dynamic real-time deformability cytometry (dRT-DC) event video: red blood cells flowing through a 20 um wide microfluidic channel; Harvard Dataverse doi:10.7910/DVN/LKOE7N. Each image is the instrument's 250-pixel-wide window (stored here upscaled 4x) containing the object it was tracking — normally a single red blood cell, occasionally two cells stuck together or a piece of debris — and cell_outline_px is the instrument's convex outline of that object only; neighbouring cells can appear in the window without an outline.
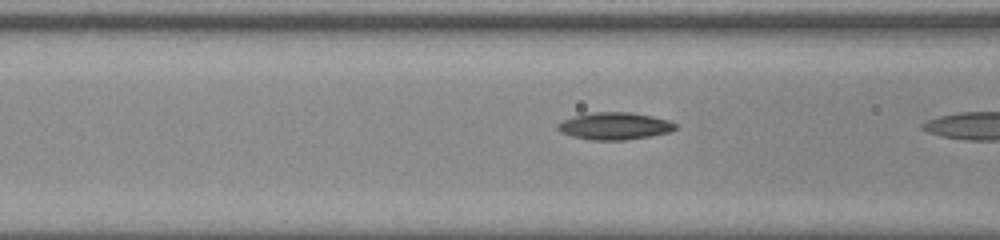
{"species": "common noctule bat (a hibernating species)", "species_latin": "Nyctalus noctula", "temperature_condition": "room temperature", "stored_images_in_passage": 16, "camera_frame_rate_fps": 3000, "um_per_image_px": 0.085, "animal": {"sex": "male", "body_mass_g": 20.0, "forearm_length_mm": 53.3}, "frame": {"image": 1, "passage_image": 15, "time_ms": 4.667, "image_size_px": [1000, 240], "cell_outline_px": [[680, 128], [668, 132], [652, 136], [624, 140], [588, 140], [572, 136], [560, 132], [556, 128], [556, 124], [564, 120], [576, 116], [592, 112], [632, 112], [652, 116], [668, 120], [676, 124]], "centroid_in_image_um": [52.26, 10.72], "position_along_channel_um": 114.3, "area_um2": 18.79}}